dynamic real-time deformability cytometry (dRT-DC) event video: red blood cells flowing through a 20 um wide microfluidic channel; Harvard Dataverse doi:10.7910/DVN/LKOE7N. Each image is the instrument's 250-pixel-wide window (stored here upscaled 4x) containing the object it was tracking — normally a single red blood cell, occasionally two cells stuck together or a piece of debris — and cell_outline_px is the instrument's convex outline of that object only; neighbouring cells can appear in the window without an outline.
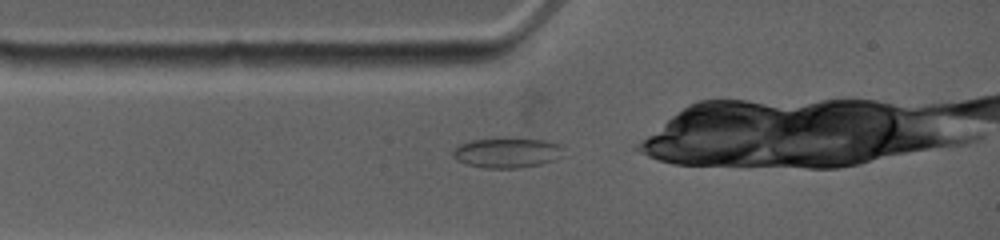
{"species": "common noctule bat (a hibernating species)", "species_latin": "Nyctalus noctula", "temperature_condition": "warm", "stored_images_in_passage": 9, "camera_frame_rate_fps": 4500, "um_per_image_px": 0.085, "animal": {"sex": "female", "body_mass_g": 19.0, "forearm_length_mm": 53.3}, "frame": {"image": 1, "passage_image": 1, "time_ms": 0.0, "image_size_px": [1000, 240], "cell_outline_px": [[564, 156], [540, 164], [520, 168], [488, 168], [464, 164], [456, 160], [452, 156], [452, 152], [460, 144], [472, 140], [504, 136], [516, 136], [544, 140], [560, 144], [564, 148]], "centroid_in_image_um": [43.12, 12.94], "position_along_channel_um": 41.9, "area_um2": 20.17}}
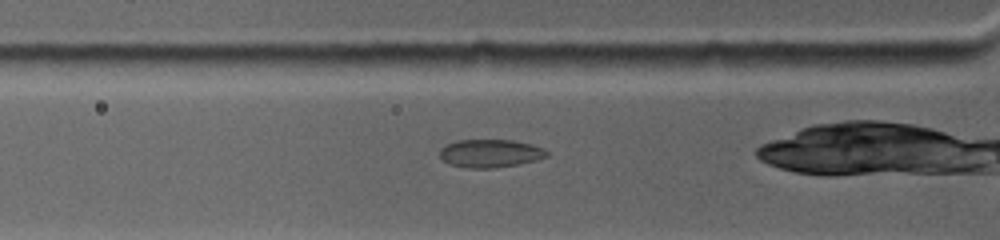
{"frame": {"image": 2, "passage_image": 3, "time_ms": 1.111, "image_size_px": [1000, 240], "cell_outline_px": [[548, 156], [536, 160], [496, 168], [464, 168], [448, 164], [440, 156], [440, 148], [444, 144], [456, 140], [512, 140], [532, 144], [544, 148], [548, 152]], "centroid_in_image_um": [41.64, 13.03], "position_along_channel_um": 84.2, "area_um2": 17.69}}
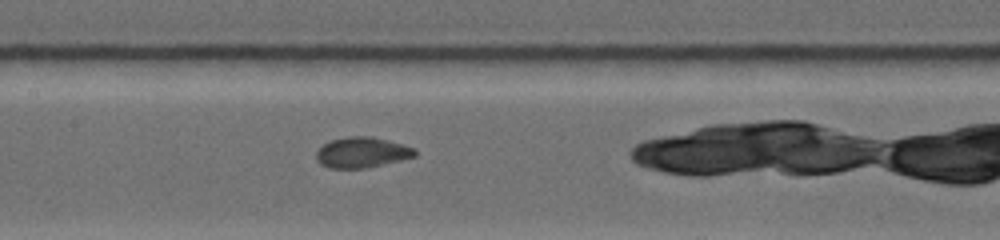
{"frame": {"image": 3, "passage_image": 7, "time_ms": 3.556, "image_size_px": [1000, 240], "cell_outline_px": [[416, 156], [400, 160], [364, 168], [328, 168], [320, 164], [316, 160], [316, 152], [328, 140], [348, 136], [372, 136], [404, 144], [416, 148]], "centroid_in_image_um": [30.75, 12.94], "position_along_channel_um": 176.6, "area_um2": 17.69}}